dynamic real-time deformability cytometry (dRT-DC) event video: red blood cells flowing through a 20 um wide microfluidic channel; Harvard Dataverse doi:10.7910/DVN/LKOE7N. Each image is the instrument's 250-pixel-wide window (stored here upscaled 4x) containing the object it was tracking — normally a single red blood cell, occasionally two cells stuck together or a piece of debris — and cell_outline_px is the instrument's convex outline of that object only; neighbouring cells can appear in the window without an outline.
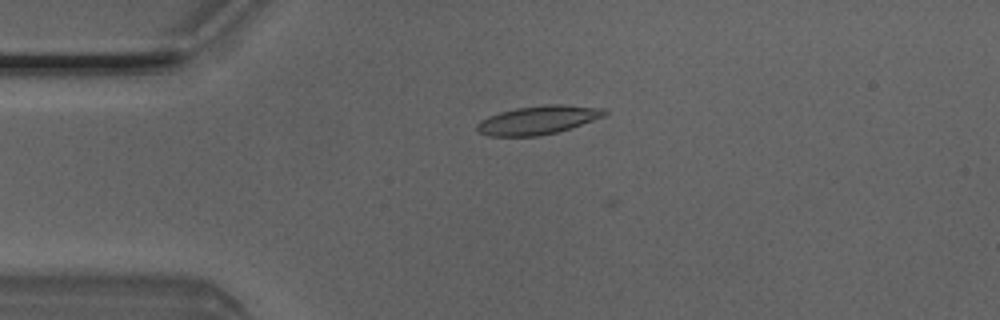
{"species": "Egyptian fruit bat (a non-hibernating species)", "species_latin": "Rousettus aegyptiacus", "temperature_condition": "room temperature", "stored_images_in_passage": 6, "camera_frame_rate_fps": 3000, "um_per_image_px": 0.085, "animal": {"sex": "male"}, "frame": {"image": 1, "passage_image": 4, "time_ms": 1.0, "image_size_px": [1000, 320], "cell_outline_px": [[608, 112], [604, 116], [572, 128], [556, 132], [536, 136], [488, 136], [476, 132], [476, 124], [480, 120], [488, 116], [500, 112], [516, 108], [548, 104], [564, 104], [604, 108]], "centroid_in_image_um": [45.71, 10.2], "position_along_channel_um": 39.3, "area_um2": 21.39}}